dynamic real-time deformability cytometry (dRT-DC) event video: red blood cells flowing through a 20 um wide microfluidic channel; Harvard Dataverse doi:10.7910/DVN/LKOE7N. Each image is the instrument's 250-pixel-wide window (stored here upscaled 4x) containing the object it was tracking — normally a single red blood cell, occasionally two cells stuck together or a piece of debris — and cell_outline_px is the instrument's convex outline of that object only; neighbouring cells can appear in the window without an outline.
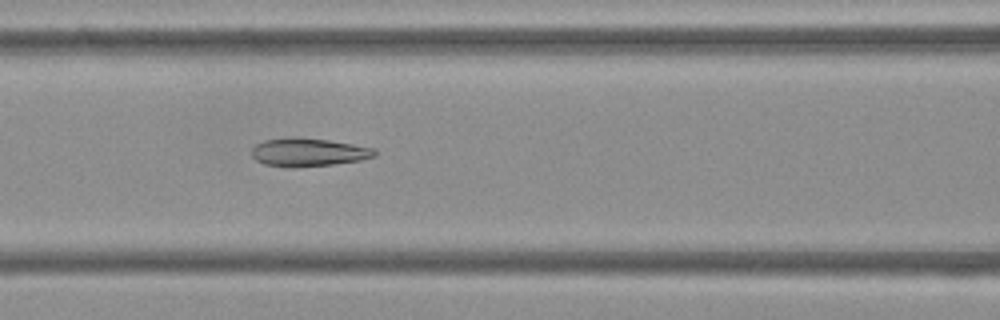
{"species": "Egyptian fruit bat (a non-hibernating species)", "species_latin": "Rousettus aegyptiacus", "temperature_condition": "cold", "stored_images_in_passage": 43, "camera_frame_rate_fps": 3000, "um_per_image_px": 0.085, "frame": {"image": 1, "passage_image": 12, "time_ms": 3.667, "image_size_px": [1000, 320], "cell_outline_px": [[376, 156], [360, 160], [332, 164], [264, 164], [256, 160], [252, 156], [252, 148], [256, 144], [264, 140], [292, 136], [328, 140], [376, 148]], "centroid_in_image_um": [26.25, 12.88], "position_along_channel_um": 140.4, "area_um2": 19.36}}
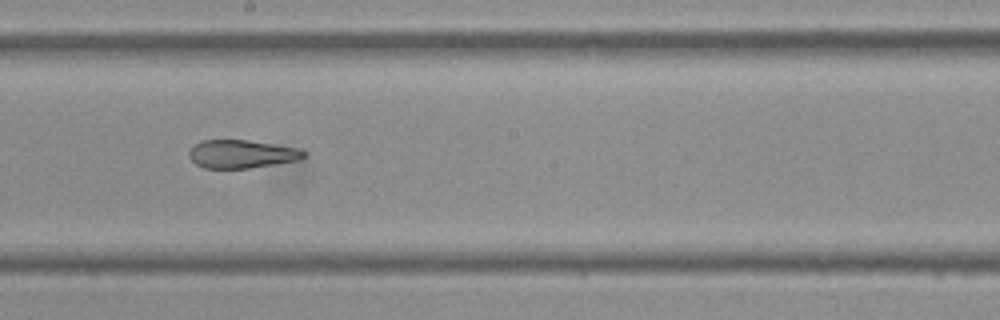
{"frame": {"image": 2, "passage_image": 19, "time_ms": 6.0, "image_size_px": [1000, 320], "cell_outline_px": [[304, 156], [300, 160], [248, 168], [204, 168], [196, 164], [188, 156], [188, 152], [200, 140], [248, 140], [296, 148], [304, 152]], "centroid_in_image_um": [20.49, 13.09], "position_along_channel_um": 227.7, "area_um2": 18.61}}
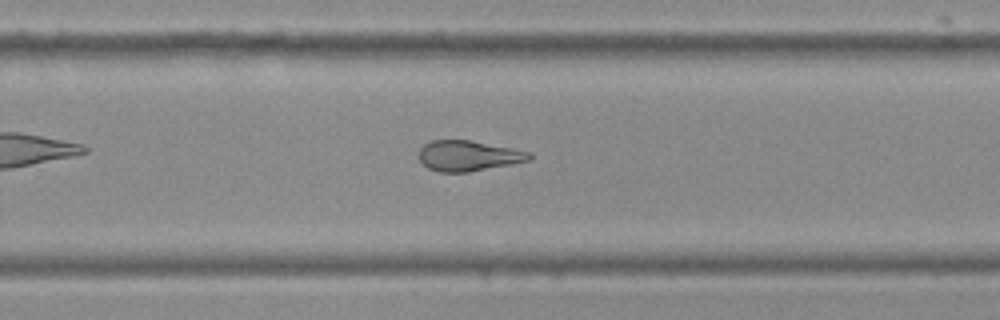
{"frame": {"image": 3, "passage_image": 24, "time_ms": 7.667, "image_size_px": [1000, 320], "cell_outline_px": [[532, 160], [468, 172], [440, 172], [428, 168], [420, 160], [420, 148], [424, 144], [432, 140], [468, 140], [512, 148], [532, 152]], "centroid_in_image_um": [39.83, 13.24], "position_along_channel_um": 290.0, "area_um2": 19.48}, "authors_computed_cell_mechanics": {"area_um2": 20.7502, "velocity_mm_per_s": 3.7411, "shape_relaxation_time_tau1_ms": null, "shape_relaxation_time_tau2_ms": 2.2886, "deformation_change_tau1": null, "deformation_change_tau2": 0.0765}}